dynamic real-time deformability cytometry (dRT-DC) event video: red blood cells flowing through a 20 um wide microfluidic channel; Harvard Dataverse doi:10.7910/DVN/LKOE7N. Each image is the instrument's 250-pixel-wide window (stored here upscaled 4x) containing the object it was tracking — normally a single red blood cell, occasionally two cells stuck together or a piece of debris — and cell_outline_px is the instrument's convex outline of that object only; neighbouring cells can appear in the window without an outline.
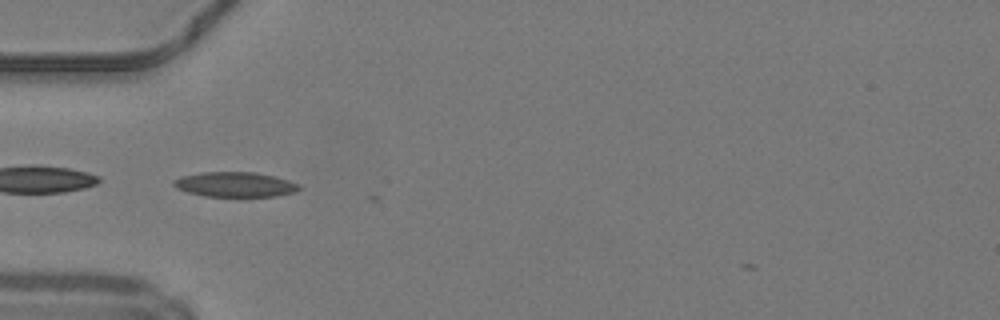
{"species": "common noctule bat (a hibernating species)", "species_latin": "Nyctalus noctula", "temperature_condition": "warm", "stored_images_in_passage": 3, "camera_frame_rate_fps": 3000, "um_per_image_px": 0.085, "animal": {"sex": "male", "body_mass_g": 19.2, "forearm_length_mm": 51.8}, "frame": {"image": 1, "passage_image": 2, "time_ms": 0.333, "image_size_px": [1000, 320], "cell_outline_px": [[300, 188], [296, 192], [276, 196], [204, 196], [188, 192], [176, 188], [172, 184], [172, 180], [180, 176], [200, 172], [256, 172], [276, 176], [300, 184]], "centroid_in_image_um": [19.97, 15.67], "position_along_channel_um": 65.0, "area_um2": 18.38}}